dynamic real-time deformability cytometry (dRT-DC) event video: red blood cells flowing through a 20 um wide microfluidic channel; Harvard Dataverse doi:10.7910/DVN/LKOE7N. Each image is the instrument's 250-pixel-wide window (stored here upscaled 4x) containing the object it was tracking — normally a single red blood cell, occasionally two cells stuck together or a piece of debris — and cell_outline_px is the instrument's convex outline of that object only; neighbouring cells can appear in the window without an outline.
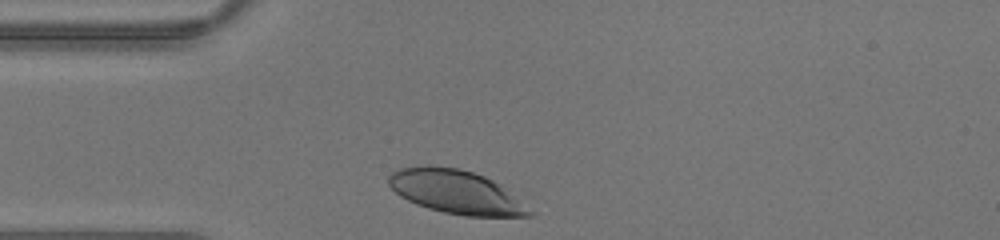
{"species": "human", "species_latin": "Homo sapiens", "temperature_condition": "warm", "stored_images_in_passage": 23, "camera_frame_rate_fps": 3000, "um_per_image_px": 0.085, "donor": {"sex": "male"}, "frame": {"image": 1, "passage_image": 1, "time_ms": 0.0, "image_size_px": [1000, 240], "cell_outline_px": [[536, 212], [532, 216], [464, 216], [444, 212], [428, 208], [416, 204], [400, 196], [388, 184], [388, 176], [392, 172], [400, 168], [424, 164], [428, 164], [456, 168], [472, 172], [484, 176], [500, 184]], "centroid_in_image_um": [38.77, 16.31], "position_along_channel_um": 46.2, "area_um2": 35.95}}
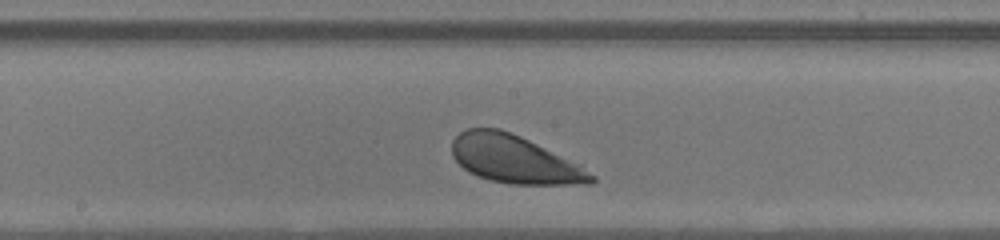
{"frame": {"image": 2, "passage_image": 12, "time_ms": 3.667, "image_size_px": [1000, 240], "cell_outline_px": [[596, 180], [592, 184], [512, 184], [492, 180], [468, 172], [452, 156], [452, 140], [460, 132], [468, 128], [500, 128], [520, 136], [580, 164], [596, 176]], "centroid_in_image_um": [43.75, 13.54], "position_along_channel_um": 204.4, "area_um2": 38.67}}
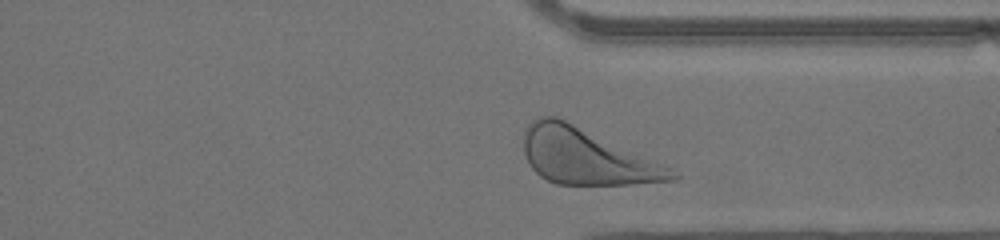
{"frame": {"image": 3, "passage_image": 22, "time_ms": 7.0, "image_size_px": [1000, 240], "cell_outline_px": [[680, 176], [676, 180], [632, 184], [556, 184], [540, 176], [532, 168], [524, 152], [524, 128], [536, 116], [556, 116], [672, 168]], "centroid_in_image_um": [49.82, 13.3], "position_along_channel_um": 361.6, "area_um2": 47.74}}